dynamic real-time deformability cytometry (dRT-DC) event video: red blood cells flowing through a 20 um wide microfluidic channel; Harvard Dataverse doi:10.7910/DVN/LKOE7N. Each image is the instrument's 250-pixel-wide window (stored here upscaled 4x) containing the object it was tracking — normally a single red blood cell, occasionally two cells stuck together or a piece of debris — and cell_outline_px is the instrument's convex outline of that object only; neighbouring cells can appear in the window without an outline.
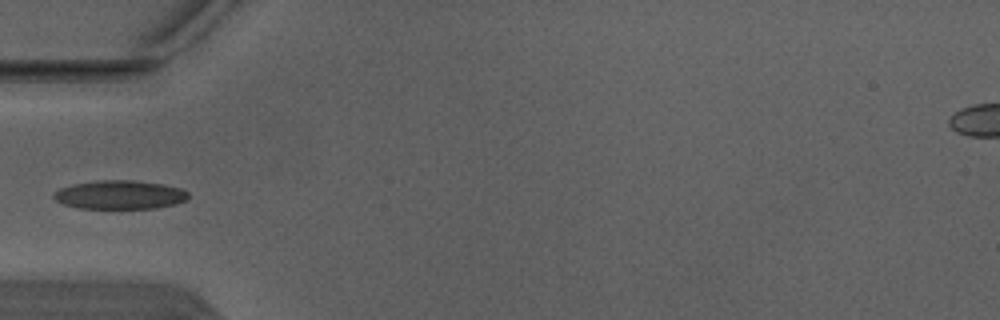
{"species": "Egyptian fruit bat (a non-hibernating species)", "species_latin": "Rousettus aegyptiacus", "temperature_condition": "warm", "stored_images_in_passage": 5, "camera_frame_rate_fps": 3000, "um_per_image_px": 0.085, "animal": {"sex": "male"}, "frame": {"image": 1, "passage_image": 4, "time_ms": 1.0, "image_size_px": [1000, 320], "cell_outline_px": [[188, 200], [176, 204], [156, 208], [80, 208], [64, 204], [56, 200], [52, 196], [60, 188], [72, 184], [100, 180], [132, 180], [164, 184], [180, 188], [188, 192]], "centroid_in_image_um": [10.22, 16.55], "position_along_channel_um": 74.8, "area_um2": 22.48}}
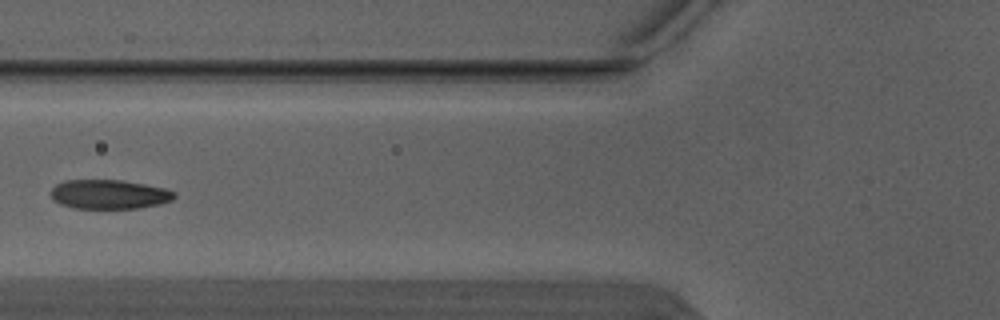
{"frame": {"image": 2, "passage_image": 5, "time_ms": 1.333, "image_size_px": [1000, 320], "cell_outline_px": [[176, 196], [172, 200], [160, 204], [140, 208], [72, 208], [60, 204], [52, 200], [48, 192], [56, 184], [64, 180], [120, 180], [144, 184], [164, 188], [176, 192]], "centroid_in_image_um": [9.24, 16.52], "position_along_channel_um": 116.6, "area_um2": 21.27}}